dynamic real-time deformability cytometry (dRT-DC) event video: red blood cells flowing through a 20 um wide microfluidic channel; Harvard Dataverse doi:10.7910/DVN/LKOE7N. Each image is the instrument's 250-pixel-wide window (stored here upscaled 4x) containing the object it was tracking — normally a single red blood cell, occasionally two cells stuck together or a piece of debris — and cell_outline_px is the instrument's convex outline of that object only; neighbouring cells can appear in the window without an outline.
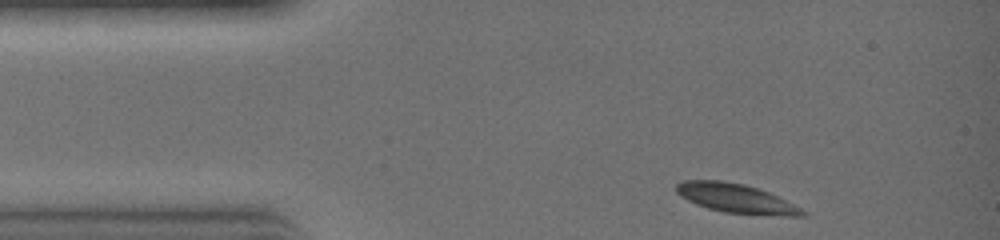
{"species": "common noctule bat (a hibernating species)", "species_latin": "Nyctalus noctula", "temperature_condition": "warm", "stored_images_in_passage": 24, "camera_frame_rate_fps": 3000, "um_per_image_px": 0.085, "animal": {"sex": "female", "body_mass_g": 19.0, "forearm_length_mm": 51.5}, "frame": {"image": 1, "passage_image": 1, "time_ms": 0.0, "image_size_px": [1000, 240], "cell_outline_px": [[808, 216], [784, 216], [724, 212], [708, 208], [696, 204], [680, 196], [676, 192], [676, 184], [684, 180], [724, 180], [744, 184], [768, 192], [808, 212]], "centroid_in_image_um": [62.54, 16.86], "position_along_channel_um": 22.5, "area_um2": 21.27}}
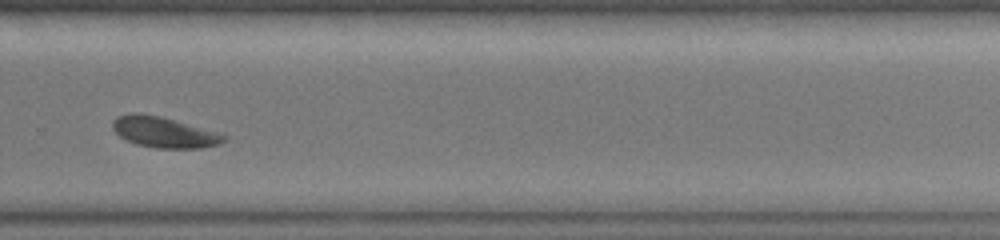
{"frame": {"image": 2, "passage_image": 18, "time_ms": 5.667, "image_size_px": [1000, 240], "cell_outline_px": [[228, 136], [220, 144], [200, 148], [156, 148], [136, 144], [120, 136], [112, 128], [112, 124], [116, 116], [128, 112], [140, 112], [160, 116], [224, 132]], "centroid_in_image_um": [13.99, 11.21], "position_along_channel_um": 315.8, "area_um2": 20.4}}
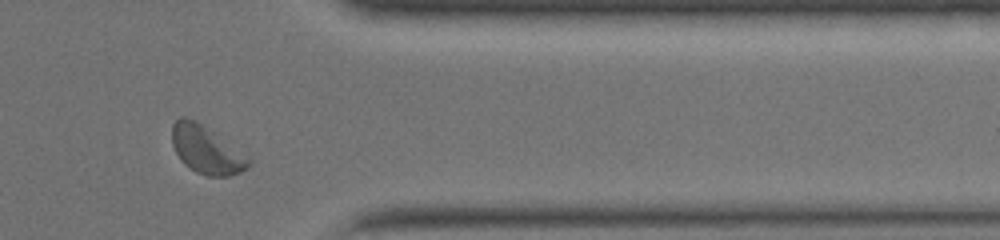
{"frame": {"image": 3, "passage_image": 22, "time_ms": 7.0, "image_size_px": [1000, 240], "cell_outline_px": [[252, 160], [248, 168], [240, 172], [228, 176], [208, 176], [196, 172], [184, 164], [176, 152], [172, 144], [172, 124], [180, 116], [184, 116], [196, 120], [248, 156]], "centroid_in_image_um": [17.53, 12.73], "position_along_channel_um": 393.9, "area_um2": 21.21}}